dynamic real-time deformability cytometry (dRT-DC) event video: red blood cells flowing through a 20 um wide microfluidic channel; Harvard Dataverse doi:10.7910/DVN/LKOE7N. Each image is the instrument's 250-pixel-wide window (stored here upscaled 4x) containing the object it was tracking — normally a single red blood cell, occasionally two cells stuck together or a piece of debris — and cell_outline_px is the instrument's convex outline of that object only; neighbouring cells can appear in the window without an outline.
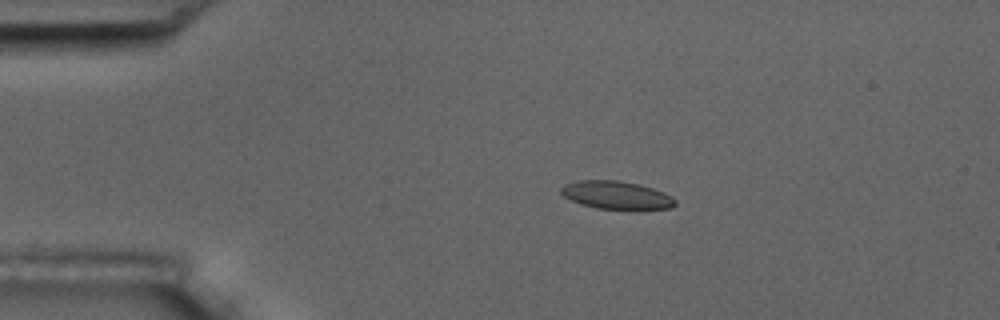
{"species": "common noctule bat (a hibernating species)", "species_latin": "Nyctalus noctula", "temperature_condition": "room temperature", "stored_images_in_passage": 6, "camera_frame_rate_fps": 3000, "um_per_image_px": 0.085, "animal": {"sex": "male", "body_mass_g": 17.5, "forearm_length_mm": 52.3}, "frame": {"image": 1, "passage_image": 4, "time_ms": 3.333, "image_size_px": [1000, 320], "cell_outline_px": [[676, 204], [672, 208], [596, 208], [580, 204], [564, 196], [560, 192], [560, 188], [564, 184], [576, 180], [616, 180], [640, 184], [664, 192], [672, 196], [676, 200]], "centroid_in_image_um": [52.37, 16.56], "position_along_channel_um": 32.6, "area_um2": 18.44}}
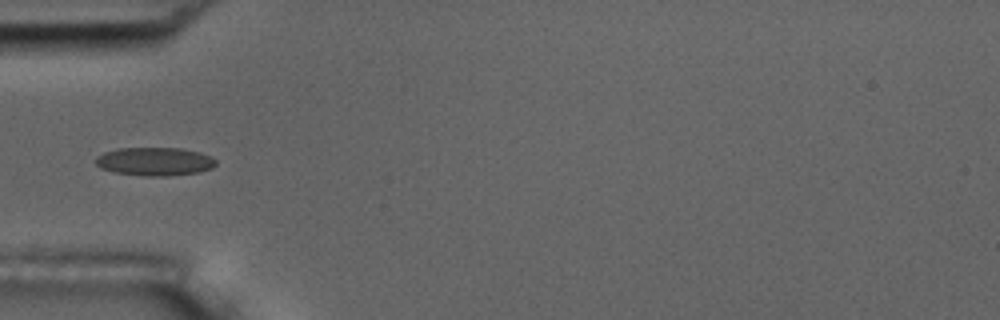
{"frame": {"image": 2, "passage_image": 6, "time_ms": 5.667, "image_size_px": [1000, 320], "cell_outline_px": [[216, 164], [212, 168], [200, 172], [168, 176], [140, 176], [116, 172], [100, 168], [96, 164], [96, 156], [104, 152], [116, 148], [180, 148], [200, 152], [216, 160]], "centroid_in_image_um": [13.14, 13.73], "position_along_channel_um": 71.9, "area_um2": 19.94}}